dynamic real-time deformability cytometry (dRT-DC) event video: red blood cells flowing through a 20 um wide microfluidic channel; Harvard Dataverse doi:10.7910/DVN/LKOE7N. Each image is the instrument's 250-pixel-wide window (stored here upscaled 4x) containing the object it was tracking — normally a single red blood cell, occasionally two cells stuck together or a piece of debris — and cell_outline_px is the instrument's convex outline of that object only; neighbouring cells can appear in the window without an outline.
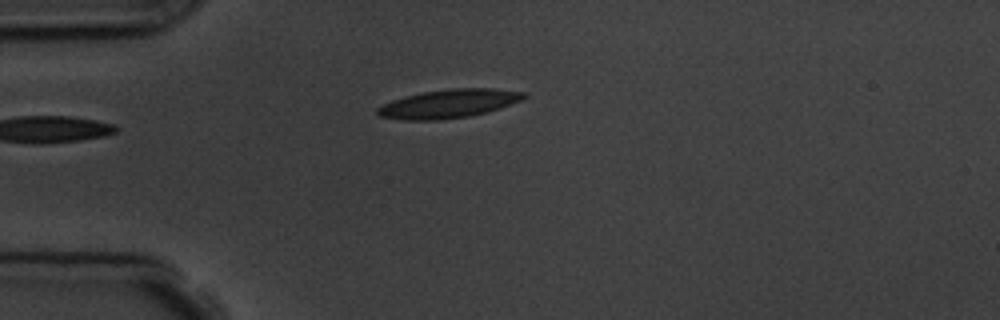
{"species": "common noctule bat (a hibernating species)", "species_latin": "Nyctalus noctula", "temperature_condition": "room temperature", "stored_images_in_passage": 4, "camera_frame_rate_fps": 3000, "um_per_image_px": 0.085, "animal": {"sex": "male", "body_mass_g": 19.5, "forearm_length_mm": 54.6}, "frame": {"image": 1, "passage_image": 4, "time_ms": 3.333, "image_size_px": [1000, 320], "cell_outline_px": [[528, 96], [520, 100], [488, 112], [468, 116], [436, 120], [400, 120], [376, 116], [376, 108], [380, 104], [404, 96], [424, 92], [452, 88], [492, 88], [528, 92]], "centroid_in_image_um": [38.09, 8.81], "position_along_channel_um": 46.9, "area_um2": 24.57}}